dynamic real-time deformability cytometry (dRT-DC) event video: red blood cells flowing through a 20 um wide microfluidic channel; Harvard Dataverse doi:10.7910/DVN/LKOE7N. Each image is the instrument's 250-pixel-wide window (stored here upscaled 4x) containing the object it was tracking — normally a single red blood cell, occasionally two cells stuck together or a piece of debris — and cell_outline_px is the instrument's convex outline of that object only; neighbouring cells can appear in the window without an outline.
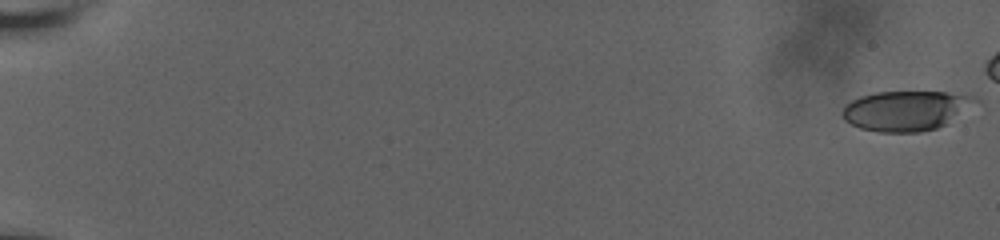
{"species": "human", "species_latin": "Homo sapiens", "temperature_condition": "room temperature", "stored_images_in_passage": 13, "camera_frame_rate_fps": 3000, "um_per_image_px": 0.085, "donor": {"sex": "male"}, "frame": {"image": 1, "passage_image": 1, "time_ms": 0.0, "image_size_px": [1000, 240], "cell_outline_px": [[980, 100], [944, 124], [936, 128], [920, 132], [880, 132], [860, 128], [844, 120], [840, 112], [844, 104], [860, 96], [876, 92], [944, 92], [972, 96]], "centroid_in_image_um": [76.92, 9.4], "position_along_channel_um": 8.1, "area_um2": 30.63}}